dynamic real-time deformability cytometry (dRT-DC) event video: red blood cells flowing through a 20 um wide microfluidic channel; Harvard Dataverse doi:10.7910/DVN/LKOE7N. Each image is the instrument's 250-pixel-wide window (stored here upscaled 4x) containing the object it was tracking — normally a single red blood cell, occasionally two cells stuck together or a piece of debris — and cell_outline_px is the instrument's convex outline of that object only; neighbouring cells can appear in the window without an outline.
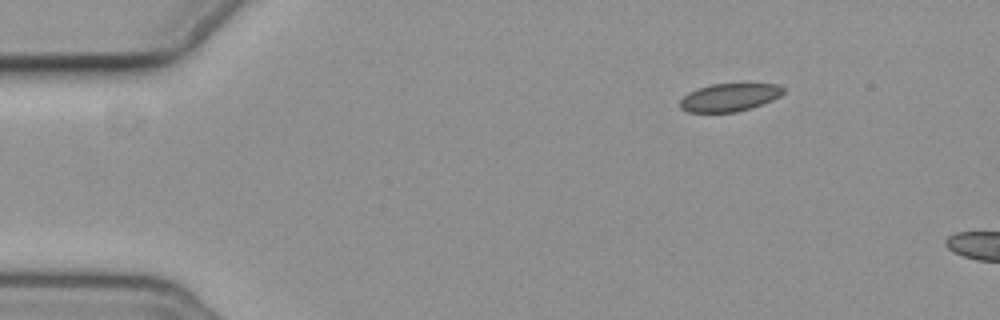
{"species": "common noctule bat (a hibernating species)", "species_latin": "Nyctalus noctula", "temperature_condition": "cold", "stored_images_in_passage": 3, "camera_frame_rate_fps": 3000, "um_per_image_px": 0.085, "animal": {"sex": "female", "body_mass_g": 19.3, "forearm_length_mm": 54.1}, "frame": {"image": 1, "passage_image": 1, "time_ms": 0.0, "image_size_px": [1000, 320], "cell_outline_px": [[784, 92], [780, 96], [772, 100], [752, 108], [736, 112], [688, 112], [680, 108], [680, 100], [688, 92], [696, 88], [712, 84], [776, 84], [784, 88]], "centroid_in_image_um": [61.98, 8.28], "position_along_channel_um": 23.0, "area_um2": 16.82}}